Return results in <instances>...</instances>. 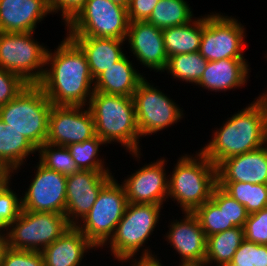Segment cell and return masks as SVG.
Masks as SVG:
<instances>
[{
  "label": "cell",
  "mask_w": 267,
  "mask_h": 266,
  "mask_svg": "<svg viewBox=\"0 0 267 266\" xmlns=\"http://www.w3.org/2000/svg\"><path fill=\"white\" fill-rule=\"evenodd\" d=\"M53 51L47 50L45 72L38 85L54 106H88L94 79L85 54L67 35Z\"/></svg>",
  "instance_id": "6da1fadb"
},
{
  "label": "cell",
  "mask_w": 267,
  "mask_h": 266,
  "mask_svg": "<svg viewBox=\"0 0 267 266\" xmlns=\"http://www.w3.org/2000/svg\"><path fill=\"white\" fill-rule=\"evenodd\" d=\"M254 99L215 128L211 140L199 149L215 166L267 144L266 108L258 97Z\"/></svg>",
  "instance_id": "7a4b0ae2"
},
{
  "label": "cell",
  "mask_w": 267,
  "mask_h": 266,
  "mask_svg": "<svg viewBox=\"0 0 267 266\" xmlns=\"http://www.w3.org/2000/svg\"><path fill=\"white\" fill-rule=\"evenodd\" d=\"M88 108L93 115L96 135L106 144H121L135 161H141V135L133 98L94 92Z\"/></svg>",
  "instance_id": "3957f363"
},
{
  "label": "cell",
  "mask_w": 267,
  "mask_h": 266,
  "mask_svg": "<svg viewBox=\"0 0 267 266\" xmlns=\"http://www.w3.org/2000/svg\"><path fill=\"white\" fill-rule=\"evenodd\" d=\"M195 153L182 154L169 174L168 198L182 212H194L217 186L216 166L200 150Z\"/></svg>",
  "instance_id": "277c9868"
},
{
  "label": "cell",
  "mask_w": 267,
  "mask_h": 266,
  "mask_svg": "<svg viewBox=\"0 0 267 266\" xmlns=\"http://www.w3.org/2000/svg\"><path fill=\"white\" fill-rule=\"evenodd\" d=\"M52 106L38 84H28L14 99L0 106V120L38 149L46 143Z\"/></svg>",
  "instance_id": "5b68a950"
},
{
  "label": "cell",
  "mask_w": 267,
  "mask_h": 266,
  "mask_svg": "<svg viewBox=\"0 0 267 266\" xmlns=\"http://www.w3.org/2000/svg\"><path fill=\"white\" fill-rule=\"evenodd\" d=\"M162 209H164L163 206L157 204L128 203L113 236L103 247L110 248L109 251L111 255L113 254L114 260L119 263L129 257H138L139 254L155 255V252L153 253L145 244L148 243L149 236L154 234L153 231L160 222Z\"/></svg>",
  "instance_id": "8992f818"
},
{
  "label": "cell",
  "mask_w": 267,
  "mask_h": 266,
  "mask_svg": "<svg viewBox=\"0 0 267 266\" xmlns=\"http://www.w3.org/2000/svg\"><path fill=\"white\" fill-rule=\"evenodd\" d=\"M128 11L111 0H87L65 25L68 37H99L125 40Z\"/></svg>",
  "instance_id": "52a82bcc"
},
{
  "label": "cell",
  "mask_w": 267,
  "mask_h": 266,
  "mask_svg": "<svg viewBox=\"0 0 267 266\" xmlns=\"http://www.w3.org/2000/svg\"><path fill=\"white\" fill-rule=\"evenodd\" d=\"M127 204L124 186L113 177L101 189L94 205L76 227L96 248L103 249L113 236Z\"/></svg>",
  "instance_id": "ba28073f"
},
{
  "label": "cell",
  "mask_w": 267,
  "mask_h": 266,
  "mask_svg": "<svg viewBox=\"0 0 267 266\" xmlns=\"http://www.w3.org/2000/svg\"><path fill=\"white\" fill-rule=\"evenodd\" d=\"M70 227L65 214L21 210L5 233L7 246L41 252Z\"/></svg>",
  "instance_id": "9c48e42d"
},
{
  "label": "cell",
  "mask_w": 267,
  "mask_h": 266,
  "mask_svg": "<svg viewBox=\"0 0 267 266\" xmlns=\"http://www.w3.org/2000/svg\"><path fill=\"white\" fill-rule=\"evenodd\" d=\"M34 32H0V68L18 74L28 84H38L45 72L48 46Z\"/></svg>",
  "instance_id": "30bf717a"
},
{
  "label": "cell",
  "mask_w": 267,
  "mask_h": 266,
  "mask_svg": "<svg viewBox=\"0 0 267 266\" xmlns=\"http://www.w3.org/2000/svg\"><path fill=\"white\" fill-rule=\"evenodd\" d=\"M244 26L236 17L222 12L203 15L199 53L207 61L245 59L243 50L246 48L247 36Z\"/></svg>",
  "instance_id": "8fae6325"
},
{
  "label": "cell",
  "mask_w": 267,
  "mask_h": 266,
  "mask_svg": "<svg viewBox=\"0 0 267 266\" xmlns=\"http://www.w3.org/2000/svg\"><path fill=\"white\" fill-rule=\"evenodd\" d=\"M136 121L142 136H151L173 125L184 118V110L167 96L158 86H154L145 77L133 96Z\"/></svg>",
  "instance_id": "7c38bea8"
},
{
  "label": "cell",
  "mask_w": 267,
  "mask_h": 266,
  "mask_svg": "<svg viewBox=\"0 0 267 266\" xmlns=\"http://www.w3.org/2000/svg\"><path fill=\"white\" fill-rule=\"evenodd\" d=\"M36 165L32 181L21 196L22 210L65 214L67 176L39 161Z\"/></svg>",
  "instance_id": "4fadbf2b"
},
{
  "label": "cell",
  "mask_w": 267,
  "mask_h": 266,
  "mask_svg": "<svg viewBox=\"0 0 267 266\" xmlns=\"http://www.w3.org/2000/svg\"><path fill=\"white\" fill-rule=\"evenodd\" d=\"M96 136L93 115L88 106H52L46 143L68 146Z\"/></svg>",
  "instance_id": "5bb4252c"
},
{
  "label": "cell",
  "mask_w": 267,
  "mask_h": 266,
  "mask_svg": "<svg viewBox=\"0 0 267 266\" xmlns=\"http://www.w3.org/2000/svg\"><path fill=\"white\" fill-rule=\"evenodd\" d=\"M166 158H158L154 162L144 164V166L131 175H127L121 184L125 188L128 203L157 204L164 206L169 201Z\"/></svg>",
  "instance_id": "9a60e30c"
},
{
  "label": "cell",
  "mask_w": 267,
  "mask_h": 266,
  "mask_svg": "<svg viewBox=\"0 0 267 266\" xmlns=\"http://www.w3.org/2000/svg\"><path fill=\"white\" fill-rule=\"evenodd\" d=\"M111 172L79 170L67 176L65 216L76 226L90 211L101 189L114 177Z\"/></svg>",
  "instance_id": "2e32d148"
},
{
  "label": "cell",
  "mask_w": 267,
  "mask_h": 266,
  "mask_svg": "<svg viewBox=\"0 0 267 266\" xmlns=\"http://www.w3.org/2000/svg\"><path fill=\"white\" fill-rule=\"evenodd\" d=\"M179 220H171L164 240L170 244L175 253L180 255L179 265L204 264L207 249V237L193 212H182ZM184 217V218H183Z\"/></svg>",
  "instance_id": "e0dca14e"
},
{
  "label": "cell",
  "mask_w": 267,
  "mask_h": 266,
  "mask_svg": "<svg viewBox=\"0 0 267 266\" xmlns=\"http://www.w3.org/2000/svg\"><path fill=\"white\" fill-rule=\"evenodd\" d=\"M125 42L139 64L156 73L164 72L168 56L161 29L146 21L129 22Z\"/></svg>",
  "instance_id": "ac0fdd59"
},
{
  "label": "cell",
  "mask_w": 267,
  "mask_h": 266,
  "mask_svg": "<svg viewBox=\"0 0 267 266\" xmlns=\"http://www.w3.org/2000/svg\"><path fill=\"white\" fill-rule=\"evenodd\" d=\"M48 14L49 0H0V32H35Z\"/></svg>",
  "instance_id": "d6986e66"
},
{
  "label": "cell",
  "mask_w": 267,
  "mask_h": 266,
  "mask_svg": "<svg viewBox=\"0 0 267 266\" xmlns=\"http://www.w3.org/2000/svg\"><path fill=\"white\" fill-rule=\"evenodd\" d=\"M216 169L217 182L267 184V144L256 150L226 158Z\"/></svg>",
  "instance_id": "ffe728a7"
},
{
  "label": "cell",
  "mask_w": 267,
  "mask_h": 266,
  "mask_svg": "<svg viewBox=\"0 0 267 266\" xmlns=\"http://www.w3.org/2000/svg\"><path fill=\"white\" fill-rule=\"evenodd\" d=\"M248 63L247 59L208 61L196 86L216 93L244 87L250 78L251 67Z\"/></svg>",
  "instance_id": "44dd1931"
},
{
  "label": "cell",
  "mask_w": 267,
  "mask_h": 266,
  "mask_svg": "<svg viewBox=\"0 0 267 266\" xmlns=\"http://www.w3.org/2000/svg\"><path fill=\"white\" fill-rule=\"evenodd\" d=\"M90 250L95 252L98 249L76 226H71L57 240L45 247L41 254L44 266H84L82 260Z\"/></svg>",
  "instance_id": "7402d4cb"
},
{
  "label": "cell",
  "mask_w": 267,
  "mask_h": 266,
  "mask_svg": "<svg viewBox=\"0 0 267 266\" xmlns=\"http://www.w3.org/2000/svg\"><path fill=\"white\" fill-rule=\"evenodd\" d=\"M135 67L125 54L94 80V92L132 97L145 78Z\"/></svg>",
  "instance_id": "603a6c76"
},
{
  "label": "cell",
  "mask_w": 267,
  "mask_h": 266,
  "mask_svg": "<svg viewBox=\"0 0 267 266\" xmlns=\"http://www.w3.org/2000/svg\"><path fill=\"white\" fill-rule=\"evenodd\" d=\"M83 51L93 79L115 64L125 54V40L99 37H70Z\"/></svg>",
  "instance_id": "cb8c5ba5"
},
{
  "label": "cell",
  "mask_w": 267,
  "mask_h": 266,
  "mask_svg": "<svg viewBox=\"0 0 267 266\" xmlns=\"http://www.w3.org/2000/svg\"><path fill=\"white\" fill-rule=\"evenodd\" d=\"M202 31V15L184 25L163 29L164 47L168 58L177 54L199 51Z\"/></svg>",
  "instance_id": "d4e9b609"
},
{
  "label": "cell",
  "mask_w": 267,
  "mask_h": 266,
  "mask_svg": "<svg viewBox=\"0 0 267 266\" xmlns=\"http://www.w3.org/2000/svg\"><path fill=\"white\" fill-rule=\"evenodd\" d=\"M37 149L19 132L5 127L0 120V161L12 171V174L21 172L19 169L28 163L29 155L33 156Z\"/></svg>",
  "instance_id": "484cf974"
},
{
  "label": "cell",
  "mask_w": 267,
  "mask_h": 266,
  "mask_svg": "<svg viewBox=\"0 0 267 266\" xmlns=\"http://www.w3.org/2000/svg\"><path fill=\"white\" fill-rule=\"evenodd\" d=\"M244 239V229L242 227H233L208 236L204 264L208 266H228Z\"/></svg>",
  "instance_id": "4316f807"
},
{
  "label": "cell",
  "mask_w": 267,
  "mask_h": 266,
  "mask_svg": "<svg viewBox=\"0 0 267 266\" xmlns=\"http://www.w3.org/2000/svg\"><path fill=\"white\" fill-rule=\"evenodd\" d=\"M187 0H159L146 22L163 30L193 20V9Z\"/></svg>",
  "instance_id": "83f0119b"
},
{
  "label": "cell",
  "mask_w": 267,
  "mask_h": 266,
  "mask_svg": "<svg viewBox=\"0 0 267 266\" xmlns=\"http://www.w3.org/2000/svg\"><path fill=\"white\" fill-rule=\"evenodd\" d=\"M207 63L208 61L199 51L177 54L168 58L164 73L166 71L173 79L182 81V83H192L196 86L206 69Z\"/></svg>",
  "instance_id": "f1b7e54d"
},
{
  "label": "cell",
  "mask_w": 267,
  "mask_h": 266,
  "mask_svg": "<svg viewBox=\"0 0 267 266\" xmlns=\"http://www.w3.org/2000/svg\"><path fill=\"white\" fill-rule=\"evenodd\" d=\"M232 198L245 206L248 214L267 207V184L249 182H217Z\"/></svg>",
  "instance_id": "f546056e"
},
{
  "label": "cell",
  "mask_w": 267,
  "mask_h": 266,
  "mask_svg": "<svg viewBox=\"0 0 267 266\" xmlns=\"http://www.w3.org/2000/svg\"><path fill=\"white\" fill-rule=\"evenodd\" d=\"M107 146L97 135L81 143L69 144V149L73 160L79 170H94L98 172H112L104 162L106 159L100 157V146ZM103 160V161H102ZM107 166V167H105Z\"/></svg>",
  "instance_id": "4dcf8cb0"
},
{
  "label": "cell",
  "mask_w": 267,
  "mask_h": 266,
  "mask_svg": "<svg viewBox=\"0 0 267 266\" xmlns=\"http://www.w3.org/2000/svg\"><path fill=\"white\" fill-rule=\"evenodd\" d=\"M39 162L47 168L69 176L79 171L66 146L45 143L37 149Z\"/></svg>",
  "instance_id": "1f68e13d"
},
{
  "label": "cell",
  "mask_w": 267,
  "mask_h": 266,
  "mask_svg": "<svg viewBox=\"0 0 267 266\" xmlns=\"http://www.w3.org/2000/svg\"><path fill=\"white\" fill-rule=\"evenodd\" d=\"M211 200L219 207V209H223L227 218V230L233 227L243 228L248 217L245 206L232 198L218 185L212 192Z\"/></svg>",
  "instance_id": "d6a6232c"
},
{
  "label": "cell",
  "mask_w": 267,
  "mask_h": 266,
  "mask_svg": "<svg viewBox=\"0 0 267 266\" xmlns=\"http://www.w3.org/2000/svg\"><path fill=\"white\" fill-rule=\"evenodd\" d=\"M201 225L206 237L227 230V218L223 209L209 199L193 212Z\"/></svg>",
  "instance_id": "836d02e7"
},
{
  "label": "cell",
  "mask_w": 267,
  "mask_h": 266,
  "mask_svg": "<svg viewBox=\"0 0 267 266\" xmlns=\"http://www.w3.org/2000/svg\"><path fill=\"white\" fill-rule=\"evenodd\" d=\"M11 184L10 180L0 188V233L4 234L22 210L21 195L11 189Z\"/></svg>",
  "instance_id": "e575fe53"
},
{
  "label": "cell",
  "mask_w": 267,
  "mask_h": 266,
  "mask_svg": "<svg viewBox=\"0 0 267 266\" xmlns=\"http://www.w3.org/2000/svg\"><path fill=\"white\" fill-rule=\"evenodd\" d=\"M228 266H267V245L244 239Z\"/></svg>",
  "instance_id": "d590c367"
},
{
  "label": "cell",
  "mask_w": 267,
  "mask_h": 266,
  "mask_svg": "<svg viewBox=\"0 0 267 266\" xmlns=\"http://www.w3.org/2000/svg\"><path fill=\"white\" fill-rule=\"evenodd\" d=\"M245 239L256 244L267 245V207L248 214L243 226Z\"/></svg>",
  "instance_id": "8d00e7d4"
},
{
  "label": "cell",
  "mask_w": 267,
  "mask_h": 266,
  "mask_svg": "<svg viewBox=\"0 0 267 266\" xmlns=\"http://www.w3.org/2000/svg\"><path fill=\"white\" fill-rule=\"evenodd\" d=\"M27 85L18 74L0 68V106L14 99Z\"/></svg>",
  "instance_id": "74e56055"
},
{
  "label": "cell",
  "mask_w": 267,
  "mask_h": 266,
  "mask_svg": "<svg viewBox=\"0 0 267 266\" xmlns=\"http://www.w3.org/2000/svg\"><path fill=\"white\" fill-rule=\"evenodd\" d=\"M1 266H44L39 251L17 250L8 246L3 252Z\"/></svg>",
  "instance_id": "f35d334b"
},
{
  "label": "cell",
  "mask_w": 267,
  "mask_h": 266,
  "mask_svg": "<svg viewBox=\"0 0 267 266\" xmlns=\"http://www.w3.org/2000/svg\"><path fill=\"white\" fill-rule=\"evenodd\" d=\"M87 0H49L50 11L53 14L60 13L61 22L66 25L76 13L84 6Z\"/></svg>",
  "instance_id": "ab89813d"
},
{
  "label": "cell",
  "mask_w": 267,
  "mask_h": 266,
  "mask_svg": "<svg viewBox=\"0 0 267 266\" xmlns=\"http://www.w3.org/2000/svg\"><path fill=\"white\" fill-rule=\"evenodd\" d=\"M159 0H130L128 11L129 22L146 21Z\"/></svg>",
  "instance_id": "60d3db41"
},
{
  "label": "cell",
  "mask_w": 267,
  "mask_h": 266,
  "mask_svg": "<svg viewBox=\"0 0 267 266\" xmlns=\"http://www.w3.org/2000/svg\"><path fill=\"white\" fill-rule=\"evenodd\" d=\"M131 260V265L130 266H164L161 263V259L157 255L153 256H138L137 257H129L124 260H121L122 263H126L127 261L129 262Z\"/></svg>",
  "instance_id": "b9f144b4"
},
{
  "label": "cell",
  "mask_w": 267,
  "mask_h": 266,
  "mask_svg": "<svg viewBox=\"0 0 267 266\" xmlns=\"http://www.w3.org/2000/svg\"><path fill=\"white\" fill-rule=\"evenodd\" d=\"M14 175L12 171L9 170L1 161H0V188L3 187L8 181H10Z\"/></svg>",
  "instance_id": "7bdbcfd3"
},
{
  "label": "cell",
  "mask_w": 267,
  "mask_h": 266,
  "mask_svg": "<svg viewBox=\"0 0 267 266\" xmlns=\"http://www.w3.org/2000/svg\"><path fill=\"white\" fill-rule=\"evenodd\" d=\"M6 247H7L6 235L4 233H0V266L2 261V255Z\"/></svg>",
  "instance_id": "ee69618b"
},
{
  "label": "cell",
  "mask_w": 267,
  "mask_h": 266,
  "mask_svg": "<svg viewBox=\"0 0 267 266\" xmlns=\"http://www.w3.org/2000/svg\"><path fill=\"white\" fill-rule=\"evenodd\" d=\"M260 94H259L258 98L263 102V104L266 108V113H267V90H265L263 93H260Z\"/></svg>",
  "instance_id": "f6af8a7d"
},
{
  "label": "cell",
  "mask_w": 267,
  "mask_h": 266,
  "mask_svg": "<svg viewBox=\"0 0 267 266\" xmlns=\"http://www.w3.org/2000/svg\"><path fill=\"white\" fill-rule=\"evenodd\" d=\"M111 1L126 8H128L130 2V0H111Z\"/></svg>",
  "instance_id": "bcb514c9"
},
{
  "label": "cell",
  "mask_w": 267,
  "mask_h": 266,
  "mask_svg": "<svg viewBox=\"0 0 267 266\" xmlns=\"http://www.w3.org/2000/svg\"><path fill=\"white\" fill-rule=\"evenodd\" d=\"M184 266H208L206 264L184 265Z\"/></svg>",
  "instance_id": "7dc6e473"
}]
</instances>
